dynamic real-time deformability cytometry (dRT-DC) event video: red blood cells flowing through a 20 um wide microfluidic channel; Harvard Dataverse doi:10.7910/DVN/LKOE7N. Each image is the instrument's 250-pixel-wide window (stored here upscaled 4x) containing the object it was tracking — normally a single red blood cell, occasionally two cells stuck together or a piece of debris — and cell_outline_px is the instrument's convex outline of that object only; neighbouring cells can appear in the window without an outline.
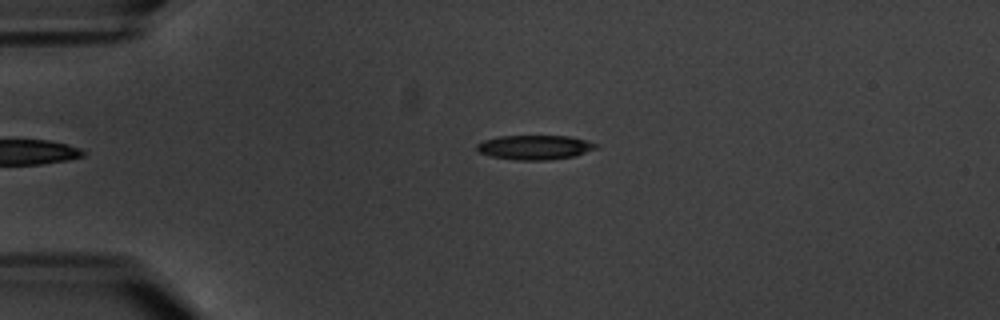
{"species": "common noctule bat (a hibernating species)", "species_latin": "Nyctalus noctula", "temperature_condition": "warm", "stored_images_in_passage": 6, "camera_frame_rate_fps": 3000, "um_per_image_px": 0.085, "animal": {"sex": "male", "body_mass_g": 20.1, "forearm_length_mm": 53.5}, "frame": {"image": 1, "passage_image": 6, "time_ms": 6.0, "image_size_px": [1000, 320], "cell_outline_px": [[600, 148], [576, 156], [548, 160], [516, 160], [492, 156], [480, 152], [476, 148], [476, 144], [484, 140], [500, 136], [568, 136], [588, 140], [600, 144]], "centroid_in_image_um": [45.55, 12.52], "position_along_channel_um": 39.4, "area_um2": 17.17}}